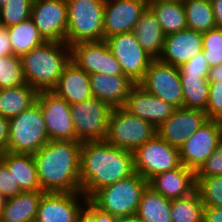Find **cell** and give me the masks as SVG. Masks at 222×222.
Wrapping results in <instances>:
<instances>
[{
  "label": "cell",
  "instance_id": "10",
  "mask_svg": "<svg viewBox=\"0 0 222 222\" xmlns=\"http://www.w3.org/2000/svg\"><path fill=\"white\" fill-rule=\"evenodd\" d=\"M139 85L148 93L172 104L183 107V91L179 67L154 59Z\"/></svg>",
  "mask_w": 222,
  "mask_h": 222
},
{
  "label": "cell",
  "instance_id": "47",
  "mask_svg": "<svg viewBox=\"0 0 222 222\" xmlns=\"http://www.w3.org/2000/svg\"><path fill=\"white\" fill-rule=\"evenodd\" d=\"M208 80L210 82H222V64L210 68Z\"/></svg>",
  "mask_w": 222,
  "mask_h": 222
},
{
  "label": "cell",
  "instance_id": "13",
  "mask_svg": "<svg viewBox=\"0 0 222 222\" xmlns=\"http://www.w3.org/2000/svg\"><path fill=\"white\" fill-rule=\"evenodd\" d=\"M71 61L88 74L124 75L107 42L82 41L70 46Z\"/></svg>",
  "mask_w": 222,
  "mask_h": 222
},
{
  "label": "cell",
  "instance_id": "23",
  "mask_svg": "<svg viewBox=\"0 0 222 222\" xmlns=\"http://www.w3.org/2000/svg\"><path fill=\"white\" fill-rule=\"evenodd\" d=\"M52 92L63 98L70 105L88 100L93 97L90 74L70 61L64 68Z\"/></svg>",
  "mask_w": 222,
  "mask_h": 222
},
{
  "label": "cell",
  "instance_id": "24",
  "mask_svg": "<svg viewBox=\"0 0 222 222\" xmlns=\"http://www.w3.org/2000/svg\"><path fill=\"white\" fill-rule=\"evenodd\" d=\"M0 160L18 182L22 192L42 191L33 154L0 152Z\"/></svg>",
  "mask_w": 222,
  "mask_h": 222
},
{
  "label": "cell",
  "instance_id": "42",
  "mask_svg": "<svg viewBox=\"0 0 222 222\" xmlns=\"http://www.w3.org/2000/svg\"><path fill=\"white\" fill-rule=\"evenodd\" d=\"M180 75L208 76L210 67L201 52L179 67Z\"/></svg>",
  "mask_w": 222,
  "mask_h": 222
},
{
  "label": "cell",
  "instance_id": "50",
  "mask_svg": "<svg viewBox=\"0 0 222 222\" xmlns=\"http://www.w3.org/2000/svg\"><path fill=\"white\" fill-rule=\"evenodd\" d=\"M7 3V0H0V7H2L3 5H5Z\"/></svg>",
  "mask_w": 222,
  "mask_h": 222
},
{
  "label": "cell",
  "instance_id": "5",
  "mask_svg": "<svg viewBox=\"0 0 222 222\" xmlns=\"http://www.w3.org/2000/svg\"><path fill=\"white\" fill-rule=\"evenodd\" d=\"M68 22L66 44L104 40L105 0H66Z\"/></svg>",
  "mask_w": 222,
  "mask_h": 222
},
{
  "label": "cell",
  "instance_id": "11",
  "mask_svg": "<svg viewBox=\"0 0 222 222\" xmlns=\"http://www.w3.org/2000/svg\"><path fill=\"white\" fill-rule=\"evenodd\" d=\"M222 141V121L208 119L179 149L180 162L195 173Z\"/></svg>",
  "mask_w": 222,
  "mask_h": 222
},
{
  "label": "cell",
  "instance_id": "7",
  "mask_svg": "<svg viewBox=\"0 0 222 222\" xmlns=\"http://www.w3.org/2000/svg\"><path fill=\"white\" fill-rule=\"evenodd\" d=\"M154 135L156 128L151 123L117 107L111 111L105 141L133 153Z\"/></svg>",
  "mask_w": 222,
  "mask_h": 222
},
{
  "label": "cell",
  "instance_id": "39",
  "mask_svg": "<svg viewBox=\"0 0 222 222\" xmlns=\"http://www.w3.org/2000/svg\"><path fill=\"white\" fill-rule=\"evenodd\" d=\"M195 174L208 177L222 175V141Z\"/></svg>",
  "mask_w": 222,
  "mask_h": 222
},
{
  "label": "cell",
  "instance_id": "29",
  "mask_svg": "<svg viewBox=\"0 0 222 222\" xmlns=\"http://www.w3.org/2000/svg\"><path fill=\"white\" fill-rule=\"evenodd\" d=\"M136 214L143 222H172L171 200L147 186Z\"/></svg>",
  "mask_w": 222,
  "mask_h": 222
},
{
  "label": "cell",
  "instance_id": "27",
  "mask_svg": "<svg viewBox=\"0 0 222 222\" xmlns=\"http://www.w3.org/2000/svg\"><path fill=\"white\" fill-rule=\"evenodd\" d=\"M148 7L157 17L165 36L187 29L186 14L182 2L148 0Z\"/></svg>",
  "mask_w": 222,
  "mask_h": 222
},
{
  "label": "cell",
  "instance_id": "22",
  "mask_svg": "<svg viewBox=\"0 0 222 222\" xmlns=\"http://www.w3.org/2000/svg\"><path fill=\"white\" fill-rule=\"evenodd\" d=\"M93 97L108 103L112 108L124 107L131 89L136 85L125 75H90Z\"/></svg>",
  "mask_w": 222,
  "mask_h": 222
},
{
  "label": "cell",
  "instance_id": "12",
  "mask_svg": "<svg viewBox=\"0 0 222 222\" xmlns=\"http://www.w3.org/2000/svg\"><path fill=\"white\" fill-rule=\"evenodd\" d=\"M121 65L123 74L139 84L154 60L139 45L133 32L116 34L105 40Z\"/></svg>",
  "mask_w": 222,
  "mask_h": 222
},
{
  "label": "cell",
  "instance_id": "15",
  "mask_svg": "<svg viewBox=\"0 0 222 222\" xmlns=\"http://www.w3.org/2000/svg\"><path fill=\"white\" fill-rule=\"evenodd\" d=\"M31 19L46 41L66 43L68 22L66 0H33Z\"/></svg>",
  "mask_w": 222,
  "mask_h": 222
},
{
  "label": "cell",
  "instance_id": "8",
  "mask_svg": "<svg viewBox=\"0 0 222 222\" xmlns=\"http://www.w3.org/2000/svg\"><path fill=\"white\" fill-rule=\"evenodd\" d=\"M70 108L76 141H105L109 117L113 110L108 103L92 97L81 103L71 104Z\"/></svg>",
  "mask_w": 222,
  "mask_h": 222
},
{
  "label": "cell",
  "instance_id": "21",
  "mask_svg": "<svg viewBox=\"0 0 222 222\" xmlns=\"http://www.w3.org/2000/svg\"><path fill=\"white\" fill-rule=\"evenodd\" d=\"M148 186L167 199L189 196L196 188V174L181 164L179 167L154 175L148 180Z\"/></svg>",
  "mask_w": 222,
  "mask_h": 222
},
{
  "label": "cell",
  "instance_id": "17",
  "mask_svg": "<svg viewBox=\"0 0 222 222\" xmlns=\"http://www.w3.org/2000/svg\"><path fill=\"white\" fill-rule=\"evenodd\" d=\"M207 120L205 111L177 108L167 120L156 128V134L172 147L180 149L185 141Z\"/></svg>",
  "mask_w": 222,
  "mask_h": 222
},
{
  "label": "cell",
  "instance_id": "46",
  "mask_svg": "<svg viewBox=\"0 0 222 222\" xmlns=\"http://www.w3.org/2000/svg\"><path fill=\"white\" fill-rule=\"evenodd\" d=\"M216 27L222 28V0H211Z\"/></svg>",
  "mask_w": 222,
  "mask_h": 222
},
{
  "label": "cell",
  "instance_id": "36",
  "mask_svg": "<svg viewBox=\"0 0 222 222\" xmlns=\"http://www.w3.org/2000/svg\"><path fill=\"white\" fill-rule=\"evenodd\" d=\"M25 84L21 57L10 55L0 57V89L14 88Z\"/></svg>",
  "mask_w": 222,
  "mask_h": 222
},
{
  "label": "cell",
  "instance_id": "48",
  "mask_svg": "<svg viewBox=\"0 0 222 222\" xmlns=\"http://www.w3.org/2000/svg\"><path fill=\"white\" fill-rule=\"evenodd\" d=\"M117 222H143L137 214L118 218Z\"/></svg>",
  "mask_w": 222,
  "mask_h": 222
},
{
  "label": "cell",
  "instance_id": "41",
  "mask_svg": "<svg viewBox=\"0 0 222 222\" xmlns=\"http://www.w3.org/2000/svg\"><path fill=\"white\" fill-rule=\"evenodd\" d=\"M21 192L18 182H15L7 166L0 160V193L8 199Z\"/></svg>",
  "mask_w": 222,
  "mask_h": 222
},
{
  "label": "cell",
  "instance_id": "28",
  "mask_svg": "<svg viewBox=\"0 0 222 222\" xmlns=\"http://www.w3.org/2000/svg\"><path fill=\"white\" fill-rule=\"evenodd\" d=\"M38 92L29 85L0 89V116L8 119L19 115L36 103Z\"/></svg>",
  "mask_w": 222,
  "mask_h": 222
},
{
  "label": "cell",
  "instance_id": "35",
  "mask_svg": "<svg viewBox=\"0 0 222 222\" xmlns=\"http://www.w3.org/2000/svg\"><path fill=\"white\" fill-rule=\"evenodd\" d=\"M33 0H7L0 7V26L10 27L31 18Z\"/></svg>",
  "mask_w": 222,
  "mask_h": 222
},
{
  "label": "cell",
  "instance_id": "25",
  "mask_svg": "<svg viewBox=\"0 0 222 222\" xmlns=\"http://www.w3.org/2000/svg\"><path fill=\"white\" fill-rule=\"evenodd\" d=\"M132 32L144 51L153 59H159L164 47L165 34L149 7L141 14Z\"/></svg>",
  "mask_w": 222,
  "mask_h": 222
},
{
  "label": "cell",
  "instance_id": "44",
  "mask_svg": "<svg viewBox=\"0 0 222 222\" xmlns=\"http://www.w3.org/2000/svg\"><path fill=\"white\" fill-rule=\"evenodd\" d=\"M9 140V119L0 116V152L7 151Z\"/></svg>",
  "mask_w": 222,
  "mask_h": 222
},
{
  "label": "cell",
  "instance_id": "14",
  "mask_svg": "<svg viewBox=\"0 0 222 222\" xmlns=\"http://www.w3.org/2000/svg\"><path fill=\"white\" fill-rule=\"evenodd\" d=\"M39 104L49 140H76L70 104L52 91L38 92Z\"/></svg>",
  "mask_w": 222,
  "mask_h": 222
},
{
  "label": "cell",
  "instance_id": "31",
  "mask_svg": "<svg viewBox=\"0 0 222 222\" xmlns=\"http://www.w3.org/2000/svg\"><path fill=\"white\" fill-rule=\"evenodd\" d=\"M183 91V107L206 112L210 81L208 76L180 75Z\"/></svg>",
  "mask_w": 222,
  "mask_h": 222
},
{
  "label": "cell",
  "instance_id": "33",
  "mask_svg": "<svg viewBox=\"0 0 222 222\" xmlns=\"http://www.w3.org/2000/svg\"><path fill=\"white\" fill-rule=\"evenodd\" d=\"M204 205L195 190L189 196L171 200L172 222H203Z\"/></svg>",
  "mask_w": 222,
  "mask_h": 222
},
{
  "label": "cell",
  "instance_id": "38",
  "mask_svg": "<svg viewBox=\"0 0 222 222\" xmlns=\"http://www.w3.org/2000/svg\"><path fill=\"white\" fill-rule=\"evenodd\" d=\"M206 115L208 119L222 121V82H210Z\"/></svg>",
  "mask_w": 222,
  "mask_h": 222
},
{
  "label": "cell",
  "instance_id": "3",
  "mask_svg": "<svg viewBox=\"0 0 222 222\" xmlns=\"http://www.w3.org/2000/svg\"><path fill=\"white\" fill-rule=\"evenodd\" d=\"M70 61L69 45L46 41L21 56L25 83L37 92L52 91Z\"/></svg>",
  "mask_w": 222,
  "mask_h": 222
},
{
  "label": "cell",
  "instance_id": "37",
  "mask_svg": "<svg viewBox=\"0 0 222 222\" xmlns=\"http://www.w3.org/2000/svg\"><path fill=\"white\" fill-rule=\"evenodd\" d=\"M202 53L210 68L222 64V28L215 27L202 33Z\"/></svg>",
  "mask_w": 222,
  "mask_h": 222
},
{
  "label": "cell",
  "instance_id": "19",
  "mask_svg": "<svg viewBox=\"0 0 222 222\" xmlns=\"http://www.w3.org/2000/svg\"><path fill=\"white\" fill-rule=\"evenodd\" d=\"M124 108L131 114L148 121L155 128L167 120L177 109L172 104L148 93L139 84L131 89Z\"/></svg>",
  "mask_w": 222,
  "mask_h": 222
},
{
  "label": "cell",
  "instance_id": "6",
  "mask_svg": "<svg viewBox=\"0 0 222 222\" xmlns=\"http://www.w3.org/2000/svg\"><path fill=\"white\" fill-rule=\"evenodd\" d=\"M48 141L46 124L37 102L29 109L9 119L7 151L34 154Z\"/></svg>",
  "mask_w": 222,
  "mask_h": 222
},
{
  "label": "cell",
  "instance_id": "4",
  "mask_svg": "<svg viewBox=\"0 0 222 222\" xmlns=\"http://www.w3.org/2000/svg\"><path fill=\"white\" fill-rule=\"evenodd\" d=\"M148 180L134 172L129 177L96 191L88 200L98 209L120 218L136 214Z\"/></svg>",
  "mask_w": 222,
  "mask_h": 222
},
{
  "label": "cell",
  "instance_id": "18",
  "mask_svg": "<svg viewBox=\"0 0 222 222\" xmlns=\"http://www.w3.org/2000/svg\"><path fill=\"white\" fill-rule=\"evenodd\" d=\"M148 7V0H105L104 40L108 37L129 33Z\"/></svg>",
  "mask_w": 222,
  "mask_h": 222
},
{
  "label": "cell",
  "instance_id": "49",
  "mask_svg": "<svg viewBox=\"0 0 222 222\" xmlns=\"http://www.w3.org/2000/svg\"><path fill=\"white\" fill-rule=\"evenodd\" d=\"M6 200L7 198L0 193V216L5 207Z\"/></svg>",
  "mask_w": 222,
  "mask_h": 222
},
{
  "label": "cell",
  "instance_id": "34",
  "mask_svg": "<svg viewBox=\"0 0 222 222\" xmlns=\"http://www.w3.org/2000/svg\"><path fill=\"white\" fill-rule=\"evenodd\" d=\"M195 190L200 195L204 207L222 208V175L196 176Z\"/></svg>",
  "mask_w": 222,
  "mask_h": 222
},
{
  "label": "cell",
  "instance_id": "1",
  "mask_svg": "<svg viewBox=\"0 0 222 222\" xmlns=\"http://www.w3.org/2000/svg\"><path fill=\"white\" fill-rule=\"evenodd\" d=\"M133 153L106 141L83 142L80 150L81 192L89 199L96 191L129 177Z\"/></svg>",
  "mask_w": 222,
  "mask_h": 222
},
{
  "label": "cell",
  "instance_id": "43",
  "mask_svg": "<svg viewBox=\"0 0 222 222\" xmlns=\"http://www.w3.org/2000/svg\"><path fill=\"white\" fill-rule=\"evenodd\" d=\"M13 55L7 27L0 26V57Z\"/></svg>",
  "mask_w": 222,
  "mask_h": 222
},
{
  "label": "cell",
  "instance_id": "26",
  "mask_svg": "<svg viewBox=\"0 0 222 222\" xmlns=\"http://www.w3.org/2000/svg\"><path fill=\"white\" fill-rule=\"evenodd\" d=\"M43 191L21 192L8 198L0 222H35Z\"/></svg>",
  "mask_w": 222,
  "mask_h": 222
},
{
  "label": "cell",
  "instance_id": "20",
  "mask_svg": "<svg viewBox=\"0 0 222 222\" xmlns=\"http://www.w3.org/2000/svg\"><path fill=\"white\" fill-rule=\"evenodd\" d=\"M202 33L185 29L165 36L164 47L159 60L180 67L202 52Z\"/></svg>",
  "mask_w": 222,
  "mask_h": 222
},
{
  "label": "cell",
  "instance_id": "32",
  "mask_svg": "<svg viewBox=\"0 0 222 222\" xmlns=\"http://www.w3.org/2000/svg\"><path fill=\"white\" fill-rule=\"evenodd\" d=\"M187 29L204 33L216 27L211 0L182 1Z\"/></svg>",
  "mask_w": 222,
  "mask_h": 222
},
{
  "label": "cell",
  "instance_id": "9",
  "mask_svg": "<svg viewBox=\"0 0 222 222\" xmlns=\"http://www.w3.org/2000/svg\"><path fill=\"white\" fill-rule=\"evenodd\" d=\"M133 161L134 171L146 180L181 165L179 149L172 147L157 134L133 152Z\"/></svg>",
  "mask_w": 222,
  "mask_h": 222
},
{
  "label": "cell",
  "instance_id": "16",
  "mask_svg": "<svg viewBox=\"0 0 222 222\" xmlns=\"http://www.w3.org/2000/svg\"><path fill=\"white\" fill-rule=\"evenodd\" d=\"M86 201L82 192L44 193L35 222H78Z\"/></svg>",
  "mask_w": 222,
  "mask_h": 222
},
{
  "label": "cell",
  "instance_id": "45",
  "mask_svg": "<svg viewBox=\"0 0 222 222\" xmlns=\"http://www.w3.org/2000/svg\"><path fill=\"white\" fill-rule=\"evenodd\" d=\"M203 222H222V208L204 207Z\"/></svg>",
  "mask_w": 222,
  "mask_h": 222
},
{
  "label": "cell",
  "instance_id": "40",
  "mask_svg": "<svg viewBox=\"0 0 222 222\" xmlns=\"http://www.w3.org/2000/svg\"><path fill=\"white\" fill-rule=\"evenodd\" d=\"M117 220V217L98 209L88 199L78 218V222H117Z\"/></svg>",
  "mask_w": 222,
  "mask_h": 222
},
{
  "label": "cell",
  "instance_id": "2",
  "mask_svg": "<svg viewBox=\"0 0 222 222\" xmlns=\"http://www.w3.org/2000/svg\"><path fill=\"white\" fill-rule=\"evenodd\" d=\"M81 146L76 140H49L33 154L44 193L81 192Z\"/></svg>",
  "mask_w": 222,
  "mask_h": 222
},
{
  "label": "cell",
  "instance_id": "30",
  "mask_svg": "<svg viewBox=\"0 0 222 222\" xmlns=\"http://www.w3.org/2000/svg\"><path fill=\"white\" fill-rule=\"evenodd\" d=\"M8 32L13 55L15 56L21 57L46 42L31 18L17 25L8 27Z\"/></svg>",
  "mask_w": 222,
  "mask_h": 222
}]
</instances>
